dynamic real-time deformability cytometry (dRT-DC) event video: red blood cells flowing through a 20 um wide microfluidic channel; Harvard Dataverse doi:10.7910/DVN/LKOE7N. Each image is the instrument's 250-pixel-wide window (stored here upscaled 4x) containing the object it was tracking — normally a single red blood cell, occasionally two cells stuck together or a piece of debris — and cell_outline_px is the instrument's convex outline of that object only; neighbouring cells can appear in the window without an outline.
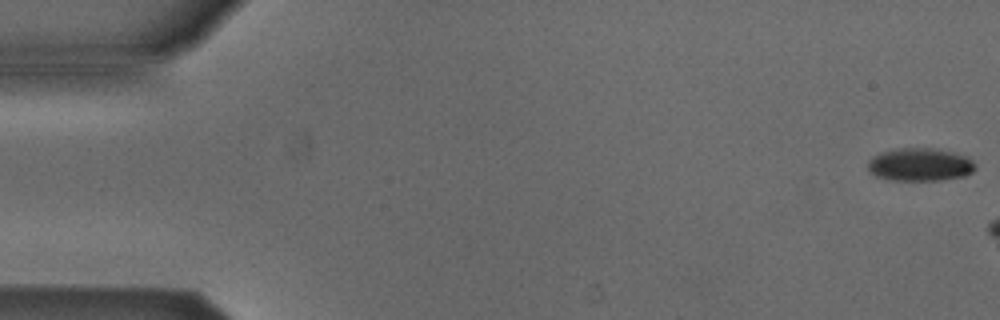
{"species": "Egyptian fruit bat (a non-hibernating species)", "species_latin": "Rousettus aegyptiacus", "temperature_condition": "cold", "stored_images_in_passage": 4, "segment_of_instrument_passage": [2, 2], "camera_frame_rate_fps": 3000, "um_per_image_px": 0.085, "animal": {"sex": "male"}, "frame": {"image": 1, "passage_image": 4, "time_ms": 1.0, "image_size_px": [1000, 320], "cell_outline_px": [[976, 168], [972, 172], [964, 176], [940, 180], [892, 180], [876, 176], [868, 172], [868, 160], [872, 156], [880, 152], [900, 148], [936, 148], [956, 152], [972, 160], [976, 164]], "centroid_in_image_um": [78.19, 13.98], "position_along_channel_um": 6.8, "area_um2": 20.87}}